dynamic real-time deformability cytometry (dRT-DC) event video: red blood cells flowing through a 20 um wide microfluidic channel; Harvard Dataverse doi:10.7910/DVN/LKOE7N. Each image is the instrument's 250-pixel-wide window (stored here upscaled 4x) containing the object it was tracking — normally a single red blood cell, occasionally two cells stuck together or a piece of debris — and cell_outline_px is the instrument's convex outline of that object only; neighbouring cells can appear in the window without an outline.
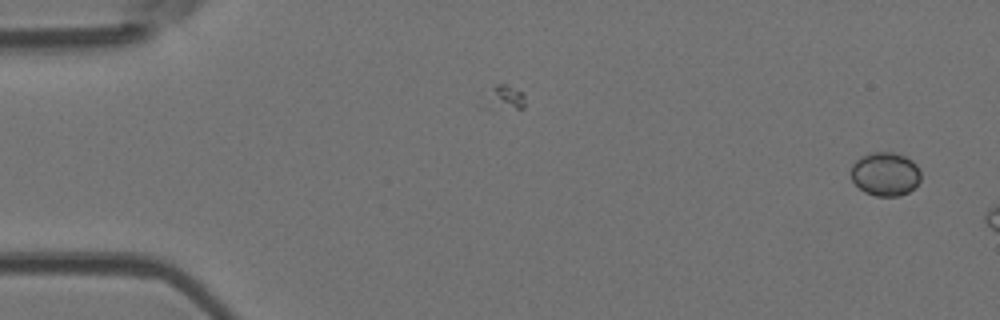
{"species": "Egyptian fruit bat (a non-hibernating species)", "species_latin": "Rousettus aegyptiacus", "temperature_condition": "room temperature", "stored_images_in_passage": 2, "camera_frame_rate_fps": 3000, "um_per_image_px": 0.085, "animal": {"sex": "female"}, "frame": {"image": 1, "passage_image": 2, "time_ms": 1.0, "image_size_px": [1000, 320], "cell_outline_px": [[920, 180], [908, 192], [900, 196], [876, 196], [864, 192], [852, 180], [852, 164], [860, 156], [868, 152], [892, 152], [904, 156], [912, 160], [916, 164], [920, 172]], "centroid_in_image_um": [75.24, 14.78], "position_along_channel_um": 9.8, "area_um2": 17.74}}